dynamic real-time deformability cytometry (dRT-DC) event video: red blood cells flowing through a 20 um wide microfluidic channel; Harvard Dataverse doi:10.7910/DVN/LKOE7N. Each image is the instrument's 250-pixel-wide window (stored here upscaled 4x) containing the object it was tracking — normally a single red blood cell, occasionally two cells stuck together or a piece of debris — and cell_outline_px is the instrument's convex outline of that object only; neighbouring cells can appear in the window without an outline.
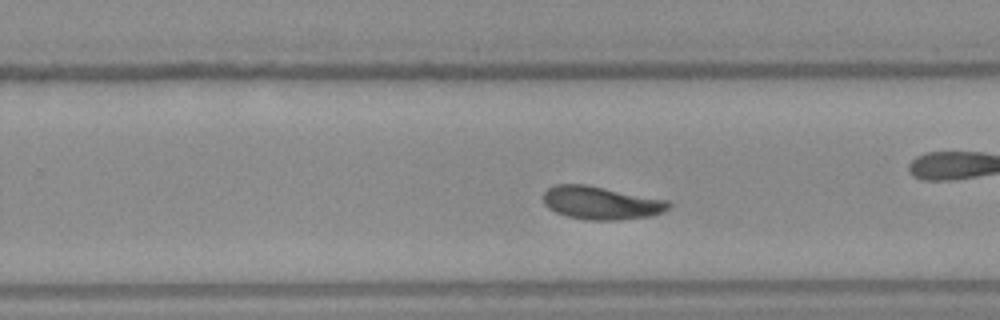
{"species": "Egyptian fruit bat (a non-hibernating species)", "species_latin": "Rousettus aegyptiacus", "temperature_condition": "warm", "stored_images_in_passage": 41, "camera_frame_rate_fps": 3000, "um_per_image_px": 0.085, "frame": {"image": 1, "passage_image": 24, "time_ms": 7.667, "image_size_px": [1000, 320], "cell_outline_px": [[672, 204], [668, 208], [660, 212], [648, 216], [620, 220], [584, 220], [564, 216], [548, 208], [544, 204], [544, 192], [548, 188], [556, 184], [584, 184], [668, 200]], "centroid_in_image_um": [51.05, 17.25], "position_along_channel_um": 278.8, "area_um2": 24.1}}